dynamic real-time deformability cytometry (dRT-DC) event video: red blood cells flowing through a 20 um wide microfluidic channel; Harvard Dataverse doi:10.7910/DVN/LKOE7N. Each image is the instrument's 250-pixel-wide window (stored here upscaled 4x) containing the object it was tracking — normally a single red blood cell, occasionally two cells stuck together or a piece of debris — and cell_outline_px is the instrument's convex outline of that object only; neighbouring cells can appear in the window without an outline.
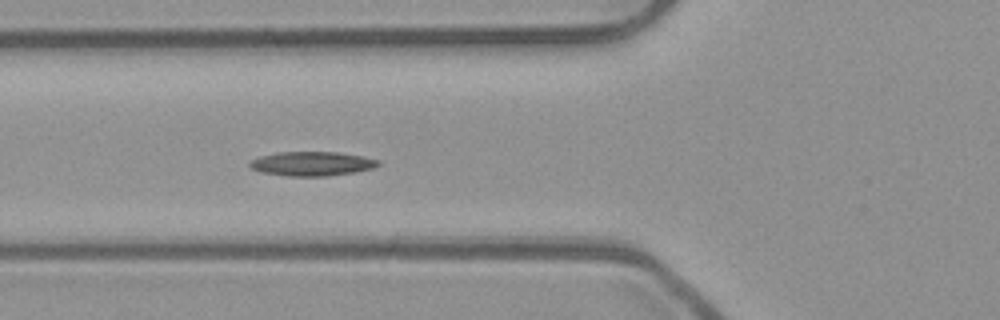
{"species": "common noctule bat (a hibernating species)", "species_latin": "Nyctalus noctula", "temperature_condition": "room temperature", "stored_images_in_passage": 38, "camera_frame_rate_fps": 3000, "um_per_image_px": 0.085, "animal": {"sex": "male", "body_mass_g": 23.1, "forearm_length_mm": 52.7}, "frame": {"image": 1, "passage_image": 7, "time_ms": 2.0, "image_size_px": [1000, 320], "cell_outline_px": [[380, 164], [372, 168], [352, 172], [328, 176], [288, 176], [260, 172], [252, 168], [248, 164], [252, 160], [260, 156], [276, 152], [336, 152], [364, 156], [380, 160]], "centroid_in_image_um": [26.51, 13.91], "position_along_channel_um": 99.3, "area_um2": 18.09}}
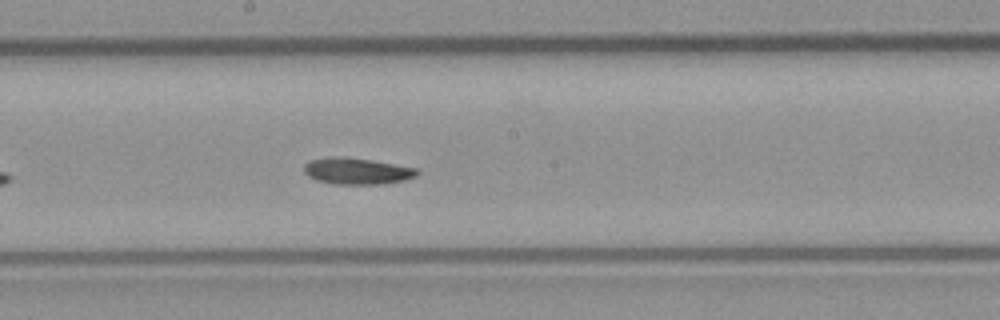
{"frame": {"image": 2, "passage_image": 16, "time_ms": 5.0, "image_size_px": [1000, 320], "cell_outline_px": [[420, 172], [416, 176], [404, 180], [384, 184], [336, 184], [316, 180], [308, 176], [304, 172], [304, 164], [308, 160], [332, 156], [340, 156], [372, 160], [420, 168]], "centroid_in_image_um": [30.36, 14.53], "position_along_channel_um": 217.8, "area_um2": 17.69}}
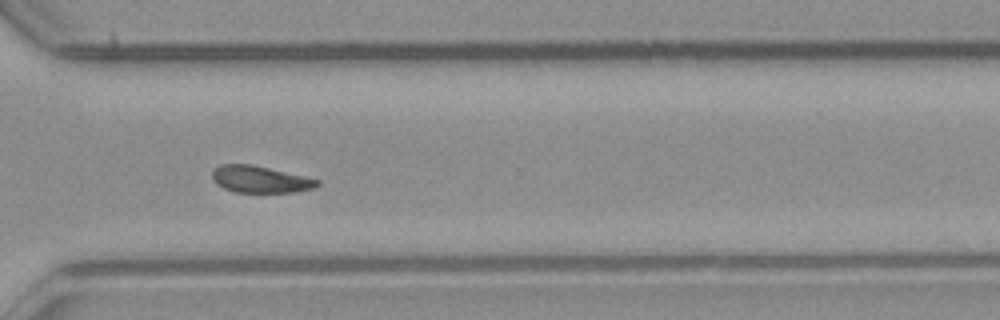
{"frame": {"image": 3, "passage_image": 26, "time_ms": 8.333, "image_size_px": [1000, 320], "cell_outline_px": [[320, 184], [312, 188], [292, 192], [236, 192], [224, 188], [216, 184], [212, 180], [212, 168], [220, 164], [252, 164], [304, 176], [320, 180]], "centroid_in_image_um": [22.06, 15.23], "position_along_channel_um": 348.5, "area_um2": 16.42}}